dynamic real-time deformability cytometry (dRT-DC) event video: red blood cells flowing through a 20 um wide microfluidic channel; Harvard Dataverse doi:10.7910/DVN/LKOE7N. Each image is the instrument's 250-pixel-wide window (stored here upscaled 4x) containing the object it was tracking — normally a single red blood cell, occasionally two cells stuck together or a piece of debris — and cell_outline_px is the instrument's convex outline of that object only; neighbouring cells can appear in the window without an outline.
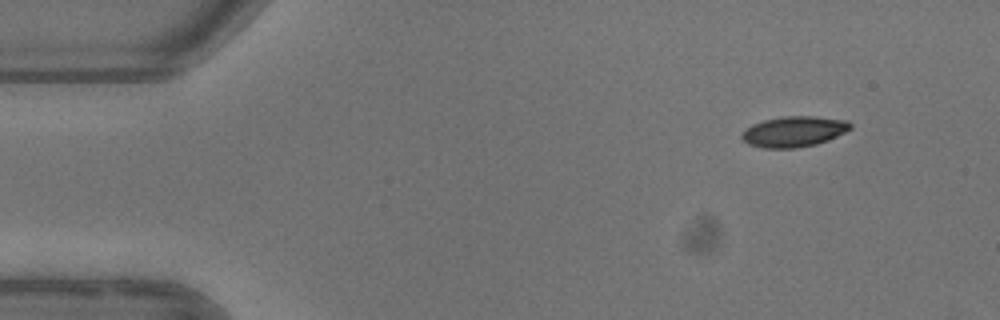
{"species": "common noctule bat (a hibernating species)", "species_latin": "Nyctalus noctula", "temperature_condition": "warm", "stored_images_in_passage": 4, "camera_frame_rate_fps": 3000, "um_per_image_px": 0.085, "animal": {"sex": "female"}, "frame": {"image": 1, "passage_image": 1, "time_ms": 0.0, "image_size_px": [1000, 320], "cell_outline_px": [[852, 128], [828, 140], [816, 144], [796, 148], [764, 148], [748, 144], [740, 136], [752, 124], [764, 120], [784, 116], [812, 116], [848, 120], [852, 124]], "centroid_in_image_um": [67.5, 11.18], "position_along_channel_um": 17.5, "area_um2": 19.25}}
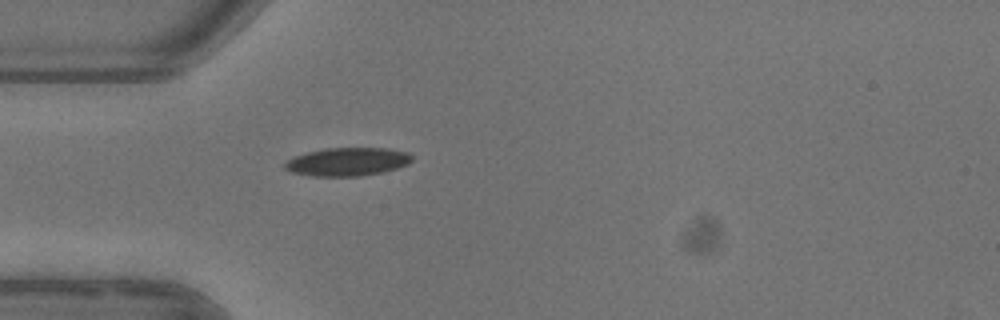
{"frame": {"image": 2, "passage_image": 4, "time_ms": 3.333, "image_size_px": [1000, 320], "cell_outline_px": [[412, 160], [408, 164], [384, 172], [360, 176], [312, 176], [292, 172], [284, 168], [284, 164], [292, 156], [324, 148], [388, 148], [408, 152], [412, 156]], "centroid_in_image_um": [29.53, 13.74], "position_along_channel_um": 55.5, "area_um2": 21.04}}